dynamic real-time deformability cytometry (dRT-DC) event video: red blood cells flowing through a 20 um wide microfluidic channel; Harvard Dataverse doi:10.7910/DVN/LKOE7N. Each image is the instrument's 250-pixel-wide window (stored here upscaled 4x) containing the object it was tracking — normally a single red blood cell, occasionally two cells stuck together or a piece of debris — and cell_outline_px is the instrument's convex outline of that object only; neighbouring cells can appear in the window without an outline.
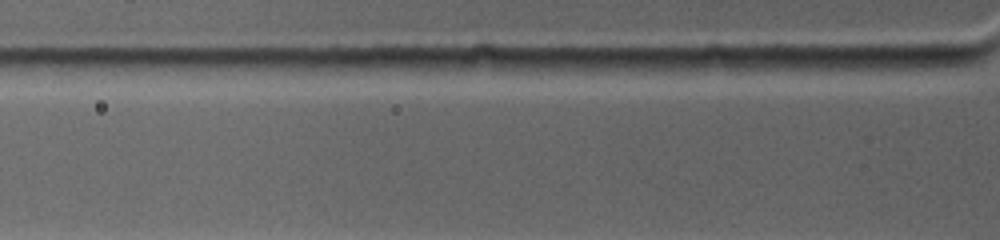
{"species": "common noctule bat (a hibernating species)", "species_latin": "Nyctalus noctula", "temperature_condition": "warm", "stored_images_in_passage": 2, "camera_frame_rate_fps": 4500, "um_per_image_px": 0.085, "animal": {"sex": "female", "body_mass_g": 19.0, "forearm_length_mm": 53.3}, "frame": {"image": 1, "passage_image": 2, "time_ms": 0.444, "image_size_px": [1000, 240], "cell_outline_px": [[980, 60], [976, 64], [940, 68], [880, 72], [844, 68], [840, 64], [848, 56], [968, 56]], "centroid_in_image_um": [76.92, 5.33], "position_along_channel_um": 48.9, "area_um2": 12.37}}